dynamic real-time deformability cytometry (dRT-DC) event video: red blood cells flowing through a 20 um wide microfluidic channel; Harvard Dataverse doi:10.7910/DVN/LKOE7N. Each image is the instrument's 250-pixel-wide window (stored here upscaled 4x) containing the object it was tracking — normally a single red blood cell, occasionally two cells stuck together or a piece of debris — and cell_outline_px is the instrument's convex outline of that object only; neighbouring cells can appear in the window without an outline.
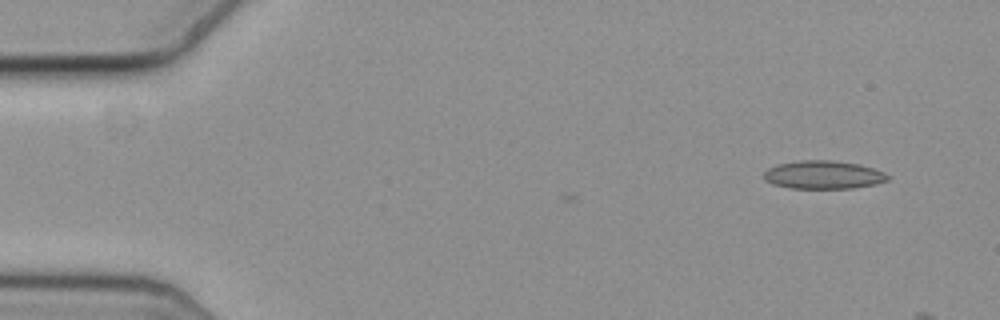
{"species": "common noctule bat (a hibernating species)", "species_latin": "Nyctalus noctula", "temperature_condition": "cold", "stored_images_in_passage": 4, "camera_frame_rate_fps": 3000, "um_per_image_px": 0.085, "animal": {"sex": "female", "body_mass_g": 19.3, "forearm_length_mm": 54.1}, "frame": {"image": 1, "passage_image": 4, "time_ms": 1.0, "image_size_px": [1000, 320], "cell_outline_px": [[892, 176], [888, 180], [876, 184], [852, 188], [788, 188], [772, 184], [764, 180], [764, 172], [768, 168], [780, 164], [800, 160], [828, 160], [860, 164], [884, 172]], "centroid_in_image_um": [70.0, 14.86], "position_along_channel_um": 15.0, "area_um2": 20.4}}